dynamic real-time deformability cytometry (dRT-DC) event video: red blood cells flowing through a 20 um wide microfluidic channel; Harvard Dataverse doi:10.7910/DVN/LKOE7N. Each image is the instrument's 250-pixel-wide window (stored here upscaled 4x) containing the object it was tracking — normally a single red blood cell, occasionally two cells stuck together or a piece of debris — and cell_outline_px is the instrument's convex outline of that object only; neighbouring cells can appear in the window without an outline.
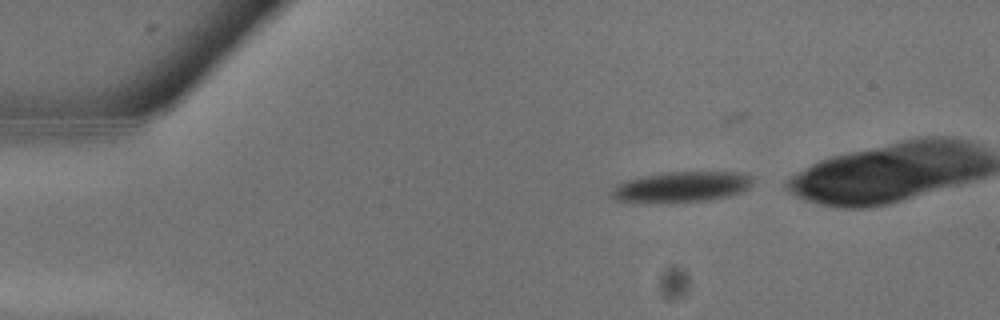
{"species": "common noctule bat (a hibernating species)", "species_latin": "Nyctalus noctula", "temperature_condition": "warm", "stored_images_in_passage": 13, "camera_frame_rate_fps": 3000, "um_per_image_px": 0.085, "animal": {"sex": "male", "body_mass_g": 13.3}, "frame": {"image": 1, "passage_image": 6, "time_ms": 1.667, "image_size_px": [1000, 320], "cell_outline_px": [[752, 184], [744, 192], [728, 196], [708, 200], [616, 200], [612, 196], [612, 188], [628, 180], [668, 172], [740, 172], [752, 176]], "centroid_in_image_um": [58.08, 15.84], "position_along_channel_um": 26.9, "area_um2": 23.87}}
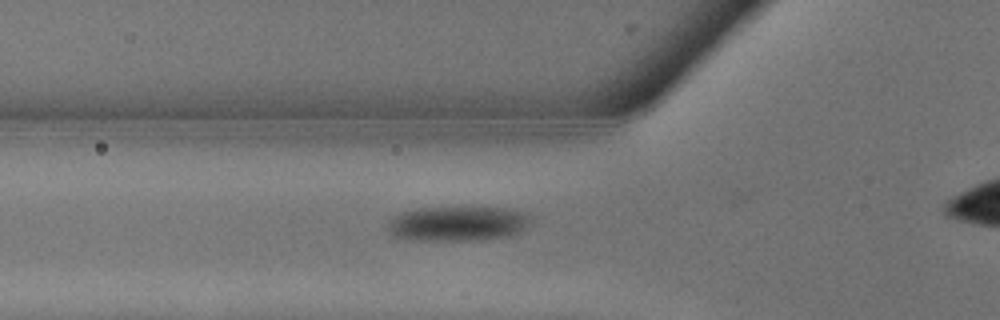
{"frame": {"image": 2, "passage_image": 11, "time_ms": 3.333, "image_size_px": [1000, 320], "cell_outline_px": [[532, 216], [524, 228], [520, 232], [508, 236], [488, 240], [412, 240], [392, 236], [388, 232], [388, 224], [396, 216], [404, 212], [420, 208], [504, 208], [520, 212]], "centroid_in_image_um": [38.9, 19.03], "position_along_channel_um": 86.9, "area_um2": 28.67}}
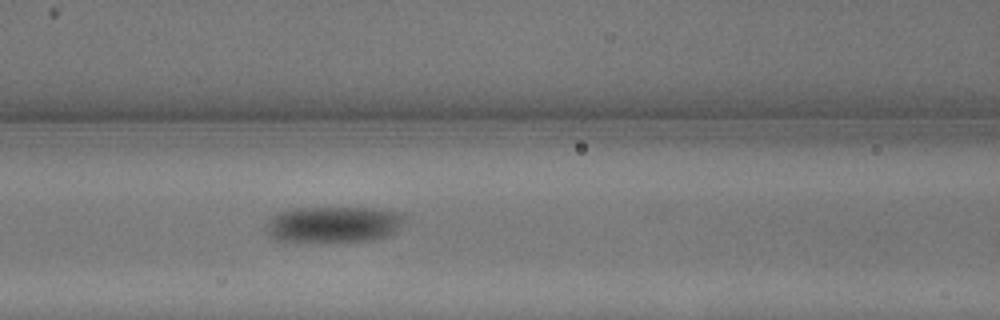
{"frame": {"image": 3, "passage_image": 13, "time_ms": 4.0, "image_size_px": [1000, 320], "cell_outline_px": [[404, 220], [396, 232], [388, 236], [372, 240], [276, 240], [268, 232], [268, 224], [272, 216], [280, 212], [296, 208], [372, 208], [396, 212], [404, 216]], "centroid_in_image_um": [28.4, 19.05], "position_along_channel_um": 138.2, "area_um2": 28.21}}